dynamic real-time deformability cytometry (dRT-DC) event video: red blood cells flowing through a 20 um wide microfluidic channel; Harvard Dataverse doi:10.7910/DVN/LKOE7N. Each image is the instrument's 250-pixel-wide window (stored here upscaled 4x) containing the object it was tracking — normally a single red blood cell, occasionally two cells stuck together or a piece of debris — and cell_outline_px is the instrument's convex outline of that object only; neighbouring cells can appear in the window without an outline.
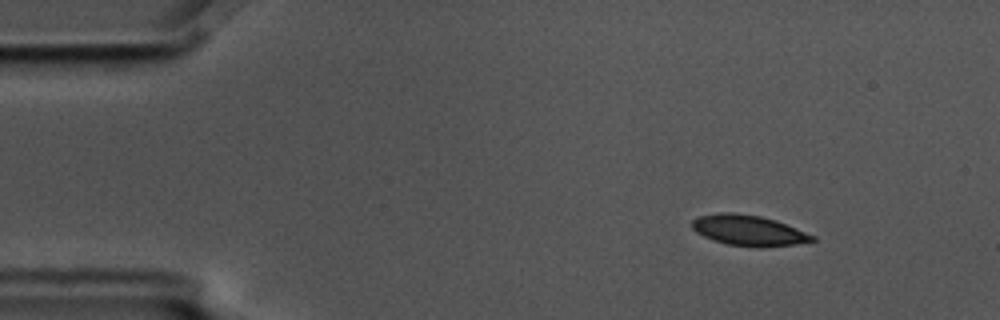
{"species": "common noctule bat (a hibernating species)", "species_latin": "Nyctalus noctula", "temperature_condition": "cold", "stored_images_in_passage": 6, "camera_frame_rate_fps": 3000, "um_per_image_px": 0.085, "animal": {"sex": "male", "body_mass_g": 17.5, "forearm_length_mm": 52.3}, "frame": {"image": 1, "passage_image": 1, "time_ms": 0.0, "image_size_px": [1000, 320], "cell_outline_px": [[816, 240], [796, 244], [760, 248], [756, 248], [728, 244], [704, 236], [696, 232], [692, 228], [692, 220], [700, 216], [720, 212], [736, 212], [760, 216], [776, 220], [816, 236]], "centroid_in_image_um": [63.66, 19.58], "position_along_channel_um": 21.3, "area_um2": 21.44}}
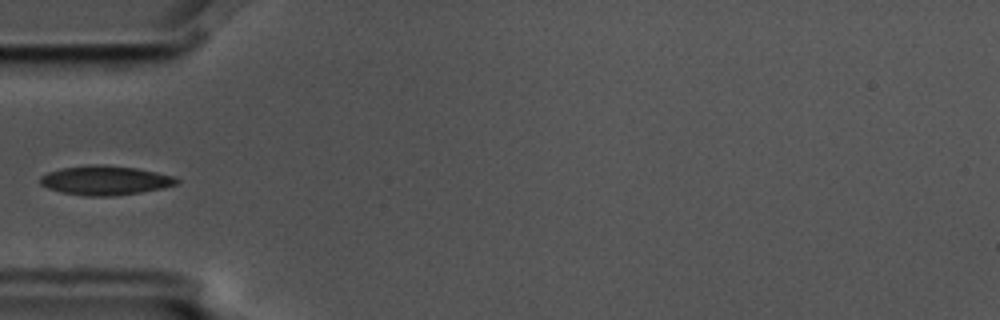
{"frame": {"image": 2, "passage_image": 4, "time_ms": 1.0, "image_size_px": [1000, 320], "cell_outline_px": [[180, 180], [176, 184], [160, 188], [140, 192], [112, 196], [88, 196], [60, 192], [48, 188], [40, 184], [40, 176], [48, 172], [60, 168], [88, 164], [104, 164], [136, 168], [176, 176]], "centroid_in_image_um": [8.92, 15.31], "position_along_channel_um": 76.1, "area_um2": 23.35}}